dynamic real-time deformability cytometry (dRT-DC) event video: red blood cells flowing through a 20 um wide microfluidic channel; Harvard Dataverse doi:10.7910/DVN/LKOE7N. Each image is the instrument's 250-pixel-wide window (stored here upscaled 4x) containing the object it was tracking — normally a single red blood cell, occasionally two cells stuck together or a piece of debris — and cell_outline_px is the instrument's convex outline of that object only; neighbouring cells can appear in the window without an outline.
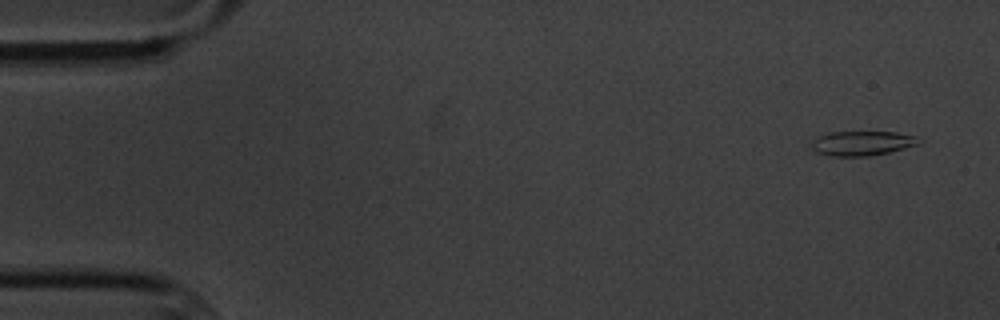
{"species": "common noctule bat (a hibernating species)", "species_latin": "Nyctalus noctula", "temperature_condition": "cold", "stored_images_in_passage": 5, "camera_frame_rate_fps": 3000, "um_per_image_px": 0.085, "animal": {"sex": "male", "body_mass_g": 20.1, "forearm_length_mm": 53.5}, "frame": {"image": 1, "passage_image": 1, "time_ms": 0.0, "image_size_px": [1000, 320], "cell_outline_px": [[924, 140], [920, 144], [888, 152], [868, 156], [828, 156], [816, 152], [812, 148], [812, 144], [820, 136], [828, 132], [896, 132], [920, 136]], "centroid_in_image_um": [73.37, 12.17], "position_along_channel_um": 11.6, "area_um2": 15.43}}
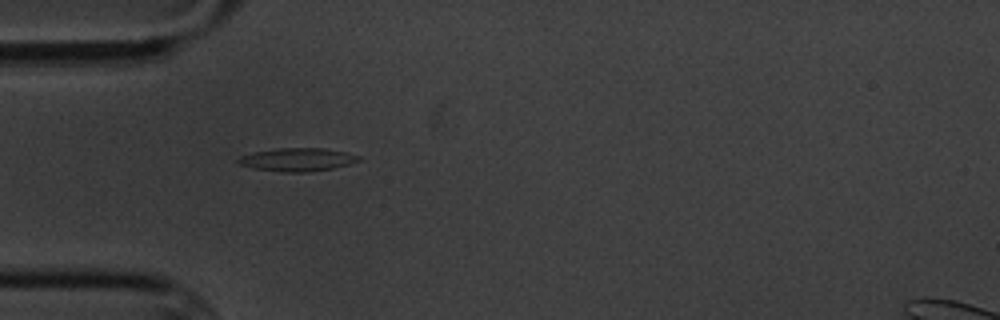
{"frame": {"image": 2, "passage_image": 4, "time_ms": 4.667, "image_size_px": [1000, 320], "cell_outline_px": [[360, 160], [348, 164], [332, 168], [308, 172], [284, 172], [252, 168], [236, 164], [236, 160], [240, 156], [252, 152], [276, 148], [324, 148], [344, 152], [360, 156]], "centroid_in_image_um": [25.2, 13.56], "position_along_channel_um": 59.8, "area_um2": 16.3}}
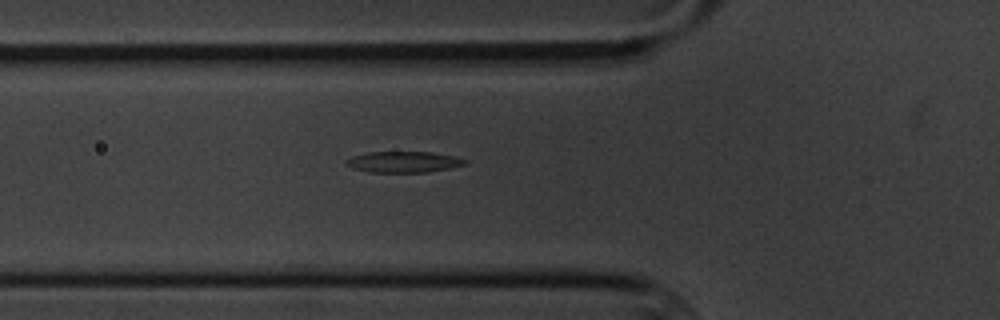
{"frame": {"image": 3, "passage_image": 5, "time_ms": 5.667, "image_size_px": [1000, 320], "cell_outline_px": [[468, 164], [428, 172], [368, 172], [352, 168], [344, 164], [344, 160], [352, 156], [368, 152], [432, 152], [456, 156], [468, 160]], "centroid_in_image_um": [34.3, 13.76], "position_along_channel_um": 91.5, "area_um2": 14.74}}